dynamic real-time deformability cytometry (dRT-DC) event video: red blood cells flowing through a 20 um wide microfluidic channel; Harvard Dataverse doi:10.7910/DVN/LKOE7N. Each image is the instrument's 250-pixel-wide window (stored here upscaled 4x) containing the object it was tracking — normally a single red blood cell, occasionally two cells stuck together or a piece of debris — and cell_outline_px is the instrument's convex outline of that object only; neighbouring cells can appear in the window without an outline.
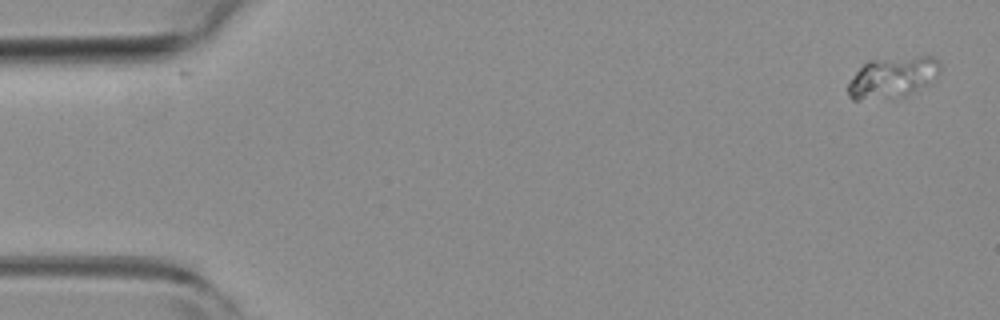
{"species": "common noctule bat (a hibernating species)", "species_latin": "Nyctalus noctula", "temperature_condition": "room temperature", "stored_images_in_passage": 6, "camera_frame_rate_fps": 3000, "um_per_image_px": 0.085, "animal": {"sex": "female", "body_mass_g": 19.3, "forearm_length_mm": 54.1}, "frame": {"image": 1, "passage_image": 1, "time_ms": 0.0, "image_size_px": [1000, 320], "cell_outline_px": [[940, 72], [924, 84], [904, 96], [860, 100], [852, 100], [848, 96], [844, 88], [852, 76], [868, 60], [920, 56], [932, 56], [940, 60]], "centroid_in_image_um": [75.78, 6.56], "position_along_channel_um": 9.2, "area_um2": 21.85}}